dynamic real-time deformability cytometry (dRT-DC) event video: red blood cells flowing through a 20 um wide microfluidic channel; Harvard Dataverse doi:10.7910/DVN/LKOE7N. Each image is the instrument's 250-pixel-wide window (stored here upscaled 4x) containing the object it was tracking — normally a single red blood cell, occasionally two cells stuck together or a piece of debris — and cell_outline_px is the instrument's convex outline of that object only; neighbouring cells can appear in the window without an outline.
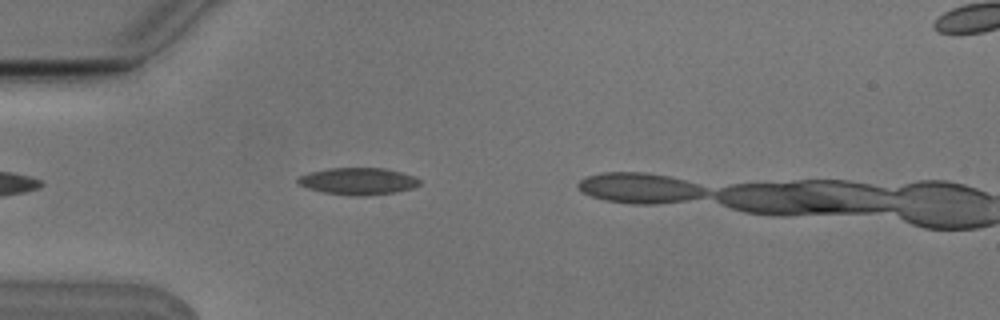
{"species": "Egyptian fruit bat (a non-hibernating species)", "species_latin": "Rousettus aegyptiacus", "temperature_condition": "cold", "stored_images_in_passage": 4, "camera_frame_rate_fps": 3000, "um_per_image_px": 0.085, "animal": {"sex": "male"}, "frame": {"image": 1, "passage_image": 3, "time_ms": 0.667, "image_size_px": [1000, 320], "cell_outline_px": [[420, 184], [412, 188], [396, 192], [364, 196], [348, 196], [324, 192], [308, 188], [300, 184], [296, 180], [300, 176], [312, 172], [332, 168], [384, 168], [400, 172], [412, 176], [420, 180]], "centroid_in_image_um": [30.45, 15.41], "position_along_channel_um": 54.6, "area_um2": 18.9}}